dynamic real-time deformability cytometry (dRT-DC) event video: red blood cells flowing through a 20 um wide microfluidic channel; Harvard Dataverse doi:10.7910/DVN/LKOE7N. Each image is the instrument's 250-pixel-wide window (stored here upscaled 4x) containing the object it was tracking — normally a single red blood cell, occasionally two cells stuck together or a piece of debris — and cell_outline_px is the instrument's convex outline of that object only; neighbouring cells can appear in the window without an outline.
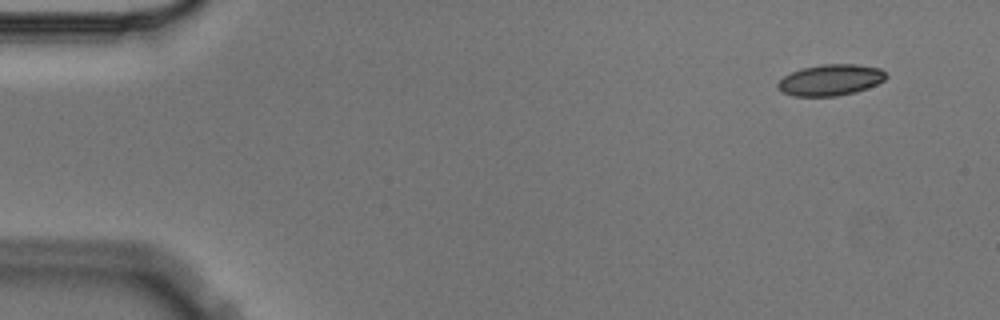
{"species": "Egyptian fruit bat (a non-hibernating species)", "species_latin": "Rousettus aegyptiacus", "temperature_condition": "cold", "stored_images_in_passage": 5, "segment_of_instrument_passage": [1, 2], "camera_frame_rate_fps": 3000, "um_per_image_px": 0.085, "animal": {"sex": "male"}, "frame": {"image": 1, "passage_image": 1, "time_ms": 0.0, "image_size_px": [1000, 320], "cell_outline_px": [[888, 76], [884, 80], [876, 84], [856, 92], [836, 96], [792, 96], [780, 92], [776, 88], [776, 84], [784, 76], [792, 72], [804, 68], [824, 64], [856, 64], [880, 68]], "centroid_in_image_um": [70.57, 6.81], "position_along_channel_um": 14.4, "area_um2": 19.65}}
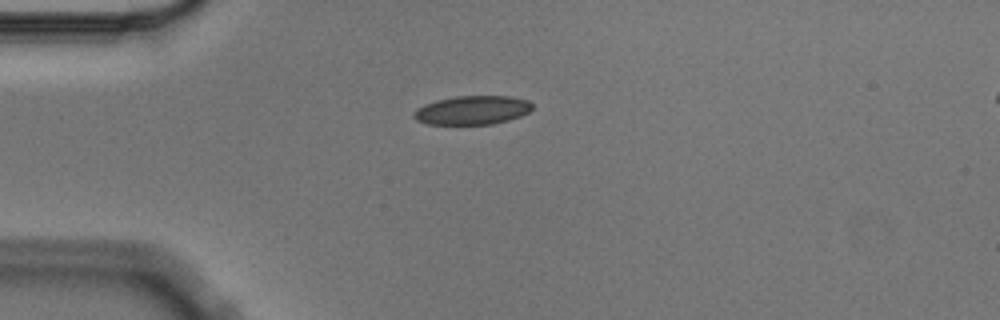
{"frame": {"image": 2, "passage_image": 4, "time_ms": 1.0, "image_size_px": [1000, 320], "cell_outline_px": [[532, 108], [528, 112], [520, 116], [508, 120], [492, 124], [428, 124], [416, 120], [412, 116], [412, 112], [416, 108], [424, 104], [436, 100], [456, 96], [512, 96], [528, 100], [532, 104]], "centroid_in_image_um": [40.11, 9.36], "position_along_channel_um": 44.9, "area_um2": 20.0}}